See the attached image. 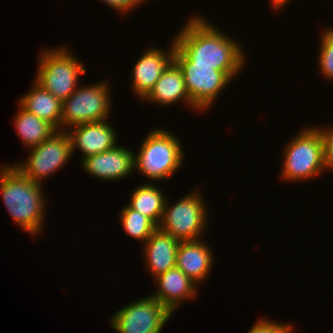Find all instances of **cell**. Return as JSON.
Masks as SVG:
<instances>
[{
  "instance_id": "6da1fadb",
  "label": "cell",
  "mask_w": 333,
  "mask_h": 333,
  "mask_svg": "<svg viewBox=\"0 0 333 333\" xmlns=\"http://www.w3.org/2000/svg\"><path fill=\"white\" fill-rule=\"evenodd\" d=\"M174 38L175 47L195 65L215 66L231 79L244 68L241 44L215 28L206 18L193 16Z\"/></svg>"
},
{
  "instance_id": "7a4b0ae2",
  "label": "cell",
  "mask_w": 333,
  "mask_h": 333,
  "mask_svg": "<svg viewBox=\"0 0 333 333\" xmlns=\"http://www.w3.org/2000/svg\"><path fill=\"white\" fill-rule=\"evenodd\" d=\"M42 184L25 177L15 165H3L0 170L2 199L13 221L29 234L42 232L45 198Z\"/></svg>"
},
{
  "instance_id": "3957f363",
  "label": "cell",
  "mask_w": 333,
  "mask_h": 333,
  "mask_svg": "<svg viewBox=\"0 0 333 333\" xmlns=\"http://www.w3.org/2000/svg\"><path fill=\"white\" fill-rule=\"evenodd\" d=\"M182 145L172 132L153 129L143 141L139 154L134 155V169L155 181L170 178L182 165Z\"/></svg>"
},
{
  "instance_id": "277c9868",
  "label": "cell",
  "mask_w": 333,
  "mask_h": 333,
  "mask_svg": "<svg viewBox=\"0 0 333 333\" xmlns=\"http://www.w3.org/2000/svg\"><path fill=\"white\" fill-rule=\"evenodd\" d=\"M69 52L65 46L41 51L34 81L61 101L77 89L79 77L86 70L84 64Z\"/></svg>"
},
{
  "instance_id": "5b68a950",
  "label": "cell",
  "mask_w": 333,
  "mask_h": 333,
  "mask_svg": "<svg viewBox=\"0 0 333 333\" xmlns=\"http://www.w3.org/2000/svg\"><path fill=\"white\" fill-rule=\"evenodd\" d=\"M285 146L282 179L286 181H300L315 178L325 168L323 140L319 130L304 128L301 133L293 137Z\"/></svg>"
},
{
  "instance_id": "8992f818",
  "label": "cell",
  "mask_w": 333,
  "mask_h": 333,
  "mask_svg": "<svg viewBox=\"0 0 333 333\" xmlns=\"http://www.w3.org/2000/svg\"><path fill=\"white\" fill-rule=\"evenodd\" d=\"M166 199L164 213L158 226L160 230L171 234L179 241H197L208 223L206 203L200 192L191 191V194L184 196L176 203H167Z\"/></svg>"
},
{
  "instance_id": "52a82bcc",
  "label": "cell",
  "mask_w": 333,
  "mask_h": 333,
  "mask_svg": "<svg viewBox=\"0 0 333 333\" xmlns=\"http://www.w3.org/2000/svg\"><path fill=\"white\" fill-rule=\"evenodd\" d=\"M108 90L107 81L78 86L66 100L62 101V128L64 125L68 128L107 120L111 109Z\"/></svg>"
},
{
  "instance_id": "ba28073f",
  "label": "cell",
  "mask_w": 333,
  "mask_h": 333,
  "mask_svg": "<svg viewBox=\"0 0 333 333\" xmlns=\"http://www.w3.org/2000/svg\"><path fill=\"white\" fill-rule=\"evenodd\" d=\"M174 61L181 68L191 102L199 111H207L232 81L225 72L216 70L215 66L195 65L190 62L176 47Z\"/></svg>"
},
{
  "instance_id": "9c48e42d",
  "label": "cell",
  "mask_w": 333,
  "mask_h": 333,
  "mask_svg": "<svg viewBox=\"0 0 333 333\" xmlns=\"http://www.w3.org/2000/svg\"><path fill=\"white\" fill-rule=\"evenodd\" d=\"M30 150V156L24 164L13 165L25 177L39 184L72 158L71 140L66 130H58L50 138Z\"/></svg>"
},
{
  "instance_id": "30bf717a",
  "label": "cell",
  "mask_w": 333,
  "mask_h": 333,
  "mask_svg": "<svg viewBox=\"0 0 333 333\" xmlns=\"http://www.w3.org/2000/svg\"><path fill=\"white\" fill-rule=\"evenodd\" d=\"M110 317L123 333H160L172 313L152 295L124 306Z\"/></svg>"
},
{
  "instance_id": "8fae6325",
  "label": "cell",
  "mask_w": 333,
  "mask_h": 333,
  "mask_svg": "<svg viewBox=\"0 0 333 333\" xmlns=\"http://www.w3.org/2000/svg\"><path fill=\"white\" fill-rule=\"evenodd\" d=\"M175 41L169 50L151 47L143 52L132 70V88L136 96L144 98L153 89L155 83L167 66L174 60Z\"/></svg>"
},
{
  "instance_id": "7c38bea8",
  "label": "cell",
  "mask_w": 333,
  "mask_h": 333,
  "mask_svg": "<svg viewBox=\"0 0 333 333\" xmlns=\"http://www.w3.org/2000/svg\"><path fill=\"white\" fill-rule=\"evenodd\" d=\"M134 151L116 145L107 152L91 155L81 164L84 171L96 178L104 180H119L128 177L134 171Z\"/></svg>"
},
{
  "instance_id": "4fadbf2b",
  "label": "cell",
  "mask_w": 333,
  "mask_h": 333,
  "mask_svg": "<svg viewBox=\"0 0 333 333\" xmlns=\"http://www.w3.org/2000/svg\"><path fill=\"white\" fill-rule=\"evenodd\" d=\"M71 131H66L71 140L72 154L79 149L84 157L107 152L114 148L116 142V131L107 120L100 122L84 123L72 126Z\"/></svg>"
},
{
  "instance_id": "5bb4252c",
  "label": "cell",
  "mask_w": 333,
  "mask_h": 333,
  "mask_svg": "<svg viewBox=\"0 0 333 333\" xmlns=\"http://www.w3.org/2000/svg\"><path fill=\"white\" fill-rule=\"evenodd\" d=\"M157 290L152 296L165 306L172 314L180 303L186 299L195 298L197 284L177 267L168 270L154 278Z\"/></svg>"
},
{
  "instance_id": "9a60e30c",
  "label": "cell",
  "mask_w": 333,
  "mask_h": 333,
  "mask_svg": "<svg viewBox=\"0 0 333 333\" xmlns=\"http://www.w3.org/2000/svg\"><path fill=\"white\" fill-rule=\"evenodd\" d=\"M200 239L180 241L176 255V267L196 284L203 282L212 268V249Z\"/></svg>"
},
{
  "instance_id": "2e32d148",
  "label": "cell",
  "mask_w": 333,
  "mask_h": 333,
  "mask_svg": "<svg viewBox=\"0 0 333 333\" xmlns=\"http://www.w3.org/2000/svg\"><path fill=\"white\" fill-rule=\"evenodd\" d=\"M180 241L157 228L143 244L145 261L151 274L158 275L176 267V255Z\"/></svg>"
},
{
  "instance_id": "e0dca14e",
  "label": "cell",
  "mask_w": 333,
  "mask_h": 333,
  "mask_svg": "<svg viewBox=\"0 0 333 333\" xmlns=\"http://www.w3.org/2000/svg\"><path fill=\"white\" fill-rule=\"evenodd\" d=\"M147 101L160 105H172L179 100L186 102L194 110L197 108L192 104L189 97L183 72L173 60L163 71L160 78L155 83L153 89L144 98Z\"/></svg>"
},
{
  "instance_id": "ac0fdd59",
  "label": "cell",
  "mask_w": 333,
  "mask_h": 333,
  "mask_svg": "<svg viewBox=\"0 0 333 333\" xmlns=\"http://www.w3.org/2000/svg\"><path fill=\"white\" fill-rule=\"evenodd\" d=\"M33 84L31 91L24 94L19 100V105L27 112L35 114L61 131L62 101L55 98L38 83Z\"/></svg>"
},
{
  "instance_id": "d6986e66",
  "label": "cell",
  "mask_w": 333,
  "mask_h": 333,
  "mask_svg": "<svg viewBox=\"0 0 333 333\" xmlns=\"http://www.w3.org/2000/svg\"><path fill=\"white\" fill-rule=\"evenodd\" d=\"M19 111L14 117V127L20 136V140L29 148L38 146L46 139L50 138L58 130L49 122L38 118L18 107Z\"/></svg>"
},
{
  "instance_id": "ffe728a7",
  "label": "cell",
  "mask_w": 333,
  "mask_h": 333,
  "mask_svg": "<svg viewBox=\"0 0 333 333\" xmlns=\"http://www.w3.org/2000/svg\"><path fill=\"white\" fill-rule=\"evenodd\" d=\"M129 207L142 215L148 217L157 227L164 213L167 197L155 186V184H144L137 187L131 194Z\"/></svg>"
},
{
  "instance_id": "44dd1931",
  "label": "cell",
  "mask_w": 333,
  "mask_h": 333,
  "mask_svg": "<svg viewBox=\"0 0 333 333\" xmlns=\"http://www.w3.org/2000/svg\"><path fill=\"white\" fill-rule=\"evenodd\" d=\"M120 214V221L127 235L145 243L158 228L148 217L125 206Z\"/></svg>"
},
{
  "instance_id": "7402d4cb",
  "label": "cell",
  "mask_w": 333,
  "mask_h": 333,
  "mask_svg": "<svg viewBox=\"0 0 333 333\" xmlns=\"http://www.w3.org/2000/svg\"><path fill=\"white\" fill-rule=\"evenodd\" d=\"M318 66L327 79L333 80V27L326 29L321 37Z\"/></svg>"
},
{
  "instance_id": "603a6c76",
  "label": "cell",
  "mask_w": 333,
  "mask_h": 333,
  "mask_svg": "<svg viewBox=\"0 0 333 333\" xmlns=\"http://www.w3.org/2000/svg\"><path fill=\"white\" fill-rule=\"evenodd\" d=\"M292 327L291 323L281 324L280 322L267 320V318H261L255 322L248 333H292Z\"/></svg>"
},
{
  "instance_id": "cb8c5ba5",
  "label": "cell",
  "mask_w": 333,
  "mask_h": 333,
  "mask_svg": "<svg viewBox=\"0 0 333 333\" xmlns=\"http://www.w3.org/2000/svg\"><path fill=\"white\" fill-rule=\"evenodd\" d=\"M323 140L324 164L326 169L333 170V126L329 128L316 127ZM333 172V171H332Z\"/></svg>"
},
{
  "instance_id": "d4e9b609",
  "label": "cell",
  "mask_w": 333,
  "mask_h": 333,
  "mask_svg": "<svg viewBox=\"0 0 333 333\" xmlns=\"http://www.w3.org/2000/svg\"><path fill=\"white\" fill-rule=\"evenodd\" d=\"M101 1V0H100ZM104 3L109 5L111 8L117 9L118 12L127 13V11H131L136 8V6H140L145 0H102Z\"/></svg>"
},
{
  "instance_id": "484cf974",
  "label": "cell",
  "mask_w": 333,
  "mask_h": 333,
  "mask_svg": "<svg viewBox=\"0 0 333 333\" xmlns=\"http://www.w3.org/2000/svg\"><path fill=\"white\" fill-rule=\"evenodd\" d=\"M273 8L278 10L279 8H282L285 4L290 2L289 0H271Z\"/></svg>"
},
{
  "instance_id": "4316f807",
  "label": "cell",
  "mask_w": 333,
  "mask_h": 333,
  "mask_svg": "<svg viewBox=\"0 0 333 333\" xmlns=\"http://www.w3.org/2000/svg\"><path fill=\"white\" fill-rule=\"evenodd\" d=\"M111 325V327H113V329H115L116 331H117V333H123V332H121V331H119L111 322H109Z\"/></svg>"
}]
</instances>
